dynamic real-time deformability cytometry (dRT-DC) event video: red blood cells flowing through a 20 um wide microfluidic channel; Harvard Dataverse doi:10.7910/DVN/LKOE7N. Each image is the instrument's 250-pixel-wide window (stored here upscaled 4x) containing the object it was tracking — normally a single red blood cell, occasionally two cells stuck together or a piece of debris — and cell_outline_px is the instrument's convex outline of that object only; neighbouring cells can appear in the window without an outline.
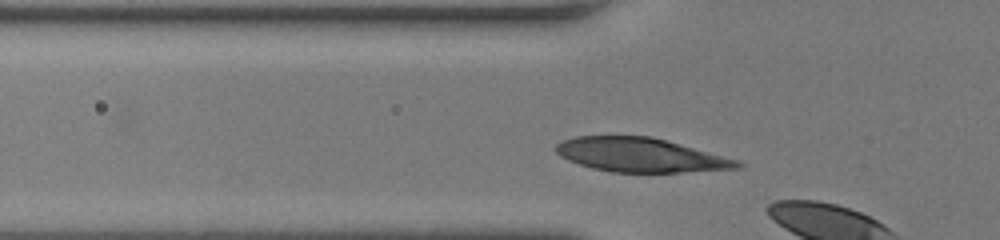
{"species": "human", "species_latin": "Homo sapiens", "temperature_condition": "room temperature", "stored_images_in_passage": 8, "camera_frame_rate_fps": 3000, "um_per_image_px": 0.085, "donor": {"sex": "female"}, "frame": {"image": 1, "passage_image": 6, "time_ms": 1.667, "image_size_px": [1000, 240], "cell_outline_px": [[744, 164], [740, 168], [684, 172], [612, 172], [592, 168], [568, 160], [560, 156], [552, 148], [556, 144], [564, 140], [576, 136], [652, 136], [740, 160]], "centroid_in_image_um": [54.45, 13.17], "position_along_channel_um": 71.3, "area_um2": 36.13}}